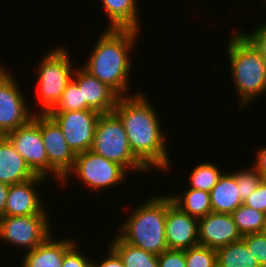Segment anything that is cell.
Instances as JSON below:
<instances>
[{
	"label": "cell",
	"instance_id": "22",
	"mask_svg": "<svg viewBox=\"0 0 266 267\" xmlns=\"http://www.w3.org/2000/svg\"><path fill=\"white\" fill-rule=\"evenodd\" d=\"M217 267H261L241 239L216 249Z\"/></svg>",
	"mask_w": 266,
	"mask_h": 267
},
{
	"label": "cell",
	"instance_id": "26",
	"mask_svg": "<svg viewBox=\"0 0 266 267\" xmlns=\"http://www.w3.org/2000/svg\"><path fill=\"white\" fill-rule=\"evenodd\" d=\"M78 110H92L85 101H83L82 91L78 85L72 80L64 92L60 100L50 112H69Z\"/></svg>",
	"mask_w": 266,
	"mask_h": 267
},
{
	"label": "cell",
	"instance_id": "11",
	"mask_svg": "<svg viewBox=\"0 0 266 267\" xmlns=\"http://www.w3.org/2000/svg\"><path fill=\"white\" fill-rule=\"evenodd\" d=\"M13 75L8 72L0 81V136L26 124L34 115Z\"/></svg>",
	"mask_w": 266,
	"mask_h": 267
},
{
	"label": "cell",
	"instance_id": "34",
	"mask_svg": "<svg viewBox=\"0 0 266 267\" xmlns=\"http://www.w3.org/2000/svg\"><path fill=\"white\" fill-rule=\"evenodd\" d=\"M106 249V256L100 260L92 259V267H125L118 254L109 246ZM100 261V262H99Z\"/></svg>",
	"mask_w": 266,
	"mask_h": 267
},
{
	"label": "cell",
	"instance_id": "24",
	"mask_svg": "<svg viewBox=\"0 0 266 267\" xmlns=\"http://www.w3.org/2000/svg\"><path fill=\"white\" fill-rule=\"evenodd\" d=\"M231 216L242 236L261 233L265 213L242 204L231 213Z\"/></svg>",
	"mask_w": 266,
	"mask_h": 267
},
{
	"label": "cell",
	"instance_id": "17",
	"mask_svg": "<svg viewBox=\"0 0 266 267\" xmlns=\"http://www.w3.org/2000/svg\"><path fill=\"white\" fill-rule=\"evenodd\" d=\"M52 235L34 249L24 252L20 267H62L64 255L77 241L75 237L57 239Z\"/></svg>",
	"mask_w": 266,
	"mask_h": 267
},
{
	"label": "cell",
	"instance_id": "35",
	"mask_svg": "<svg viewBox=\"0 0 266 267\" xmlns=\"http://www.w3.org/2000/svg\"><path fill=\"white\" fill-rule=\"evenodd\" d=\"M259 150H257L255 154V163L252 164L263 176L264 179H266V147H258Z\"/></svg>",
	"mask_w": 266,
	"mask_h": 267
},
{
	"label": "cell",
	"instance_id": "32",
	"mask_svg": "<svg viewBox=\"0 0 266 267\" xmlns=\"http://www.w3.org/2000/svg\"><path fill=\"white\" fill-rule=\"evenodd\" d=\"M159 267H186L184 250L167 249L158 255Z\"/></svg>",
	"mask_w": 266,
	"mask_h": 267
},
{
	"label": "cell",
	"instance_id": "12",
	"mask_svg": "<svg viewBox=\"0 0 266 267\" xmlns=\"http://www.w3.org/2000/svg\"><path fill=\"white\" fill-rule=\"evenodd\" d=\"M5 137L36 175L48 178V158L40 125L34 118L9 132Z\"/></svg>",
	"mask_w": 266,
	"mask_h": 267
},
{
	"label": "cell",
	"instance_id": "5",
	"mask_svg": "<svg viewBox=\"0 0 266 267\" xmlns=\"http://www.w3.org/2000/svg\"><path fill=\"white\" fill-rule=\"evenodd\" d=\"M67 47L57 46L46 52L39 60L36 67L37 74V99L39 102V110L33 113L48 114L57 102L60 100L62 93L67 85L72 81V77L76 67L69 55Z\"/></svg>",
	"mask_w": 266,
	"mask_h": 267
},
{
	"label": "cell",
	"instance_id": "9",
	"mask_svg": "<svg viewBox=\"0 0 266 267\" xmlns=\"http://www.w3.org/2000/svg\"><path fill=\"white\" fill-rule=\"evenodd\" d=\"M33 118L41 129L48 158V179L58 181L59 184L72 170L76 154L67 144L60 126L49 114L36 113Z\"/></svg>",
	"mask_w": 266,
	"mask_h": 267
},
{
	"label": "cell",
	"instance_id": "38",
	"mask_svg": "<svg viewBox=\"0 0 266 267\" xmlns=\"http://www.w3.org/2000/svg\"><path fill=\"white\" fill-rule=\"evenodd\" d=\"M261 233L266 235V214H265V220H264V224H263V228H262Z\"/></svg>",
	"mask_w": 266,
	"mask_h": 267
},
{
	"label": "cell",
	"instance_id": "7",
	"mask_svg": "<svg viewBox=\"0 0 266 267\" xmlns=\"http://www.w3.org/2000/svg\"><path fill=\"white\" fill-rule=\"evenodd\" d=\"M129 172L121 165L89 150L76 154L75 163L72 170L60 183L65 187L69 179L74 177L79 179L89 191L98 192L107 188L117 187L127 178ZM64 184V185H63Z\"/></svg>",
	"mask_w": 266,
	"mask_h": 267
},
{
	"label": "cell",
	"instance_id": "31",
	"mask_svg": "<svg viewBox=\"0 0 266 267\" xmlns=\"http://www.w3.org/2000/svg\"><path fill=\"white\" fill-rule=\"evenodd\" d=\"M243 204L266 214V179H263L255 191L248 195Z\"/></svg>",
	"mask_w": 266,
	"mask_h": 267
},
{
	"label": "cell",
	"instance_id": "8",
	"mask_svg": "<svg viewBox=\"0 0 266 267\" xmlns=\"http://www.w3.org/2000/svg\"><path fill=\"white\" fill-rule=\"evenodd\" d=\"M50 214L44 209L40 214L27 216H1L0 239L8 245L29 251L43 243L51 234Z\"/></svg>",
	"mask_w": 266,
	"mask_h": 267
},
{
	"label": "cell",
	"instance_id": "36",
	"mask_svg": "<svg viewBox=\"0 0 266 267\" xmlns=\"http://www.w3.org/2000/svg\"><path fill=\"white\" fill-rule=\"evenodd\" d=\"M9 187L10 185L0 182V217L4 216Z\"/></svg>",
	"mask_w": 266,
	"mask_h": 267
},
{
	"label": "cell",
	"instance_id": "25",
	"mask_svg": "<svg viewBox=\"0 0 266 267\" xmlns=\"http://www.w3.org/2000/svg\"><path fill=\"white\" fill-rule=\"evenodd\" d=\"M222 169H219L217 164L209 161L202 162L194 166L189 178V188L210 192L218 182V179L223 174Z\"/></svg>",
	"mask_w": 266,
	"mask_h": 267
},
{
	"label": "cell",
	"instance_id": "14",
	"mask_svg": "<svg viewBox=\"0 0 266 267\" xmlns=\"http://www.w3.org/2000/svg\"><path fill=\"white\" fill-rule=\"evenodd\" d=\"M46 177L37 175L27 181L10 185L4 216H27L40 214L46 207L42 203L40 191L36 190L47 182Z\"/></svg>",
	"mask_w": 266,
	"mask_h": 267
},
{
	"label": "cell",
	"instance_id": "15",
	"mask_svg": "<svg viewBox=\"0 0 266 267\" xmlns=\"http://www.w3.org/2000/svg\"><path fill=\"white\" fill-rule=\"evenodd\" d=\"M242 239L231 214L210 212L199 219V245L218 249Z\"/></svg>",
	"mask_w": 266,
	"mask_h": 267
},
{
	"label": "cell",
	"instance_id": "23",
	"mask_svg": "<svg viewBox=\"0 0 266 267\" xmlns=\"http://www.w3.org/2000/svg\"><path fill=\"white\" fill-rule=\"evenodd\" d=\"M107 243L118 254L125 267H159L157 255L126 243L118 235H114L111 243Z\"/></svg>",
	"mask_w": 266,
	"mask_h": 267
},
{
	"label": "cell",
	"instance_id": "21",
	"mask_svg": "<svg viewBox=\"0 0 266 267\" xmlns=\"http://www.w3.org/2000/svg\"><path fill=\"white\" fill-rule=\"evenodd\" d=\"M169 196L182 211L197 219L212 212L210 192L187 188L186 185V190L183 193L177 195L173 193Z\"/></svg>",
	"mask_w": 266,
	"mask_h": 267
},
{
	"label": "cell",
	"instance_id": "39",
	"mask_svg": "<svg viewBox=\"0 0 266 267\" xmlns=\"http://www.w3.org/2000/svg\"><path fill=\"white\" fill-rule=\"evenodd\" d=\"M264 1V2H263ZM262 4H265V9H266V0H262Z\"/></svg>",
	"mask_w": 266,
	"mask_h": 267
},
{
	"label": "cell",
	"instance_id": "29",
	"mask_svg": "<svg viewBox=\"0 0 266 267\" xmlns=\"http://www.w3.org/2000/svg\"><path fill=\"white\" fill-rule=\"evenodd\" d=\"M247 248L256 257L261 267H266V235L253 233L242 236Z\"/></svg>",
	"mask_w": 266,
	"mask_h": 267
},
{
	"label": "cell",
	"instance_id": "19",
	"mask_svg": "<svg viewBox=\"0 0 266 267\" xmlns=\"http://www.w3.org/2000/svg\"><path fill=\"white\" fill-rule=\"evenodd\" d=\"M104 15L108 17L107 29H133L141 31V18L137 0H100ZM138 8V9H137Z\"/></svg>",
	"mask_w": 266,
	"mask_h": 267
},
{
	"label": "cell",
	"instance_id": "6",
	"mask_svg": "<svg viewBox=\"0 0 266 267\" xmlns=\"http://www.w3.org/2000/svg\"><path fill=\"white\" fill-rule=\"evenodd\" d=\"M90 150L118 163L128 172H150L132 153L124 125L114 112L100 115Z\"/></svg>",
	"mask_w": 266,
	"mask_h": 267
},
{
	"label": "cell",
	"instance_id": "4",
	"mask_svg": "<svg viewBox=\"0 0 266 267\" xmlns=\"http://www.w3.org/2000/svg\"><path fill=\"white\" fill-rule=\"evenodd\" d=\"M158 195L138 203L130 216L121 221L117 233L126 243L157 256L168 249L165 236L168 194Z\"/></svg>",
	"mask_w": 266,
	"mask_h": 267
},
{
	"label": "cell",
	"instance_id": "33",
	"mask_svg": "<svg viewBox=\"0 0 266 267\" xmlns=\"http://www.w3.org/2000/svg\"><path fill=\"white\" fill-rule=\"evenodd\" d=\"M240 32L256 47L262 54V56L266 59V22L256 26L253 32Z\"/></svg>",
	"mask_w": 266,
	"mask_h": 267
},
{
	"label": "cell",
	"instance_id": "37",
	"mask_svg": "<svg viewBox=\"0 0 266 267\" xmlns=\"http://www.w3.org/2000/svg\"><path fill=\"white\" fill-rule=\"evenodd\" d=\"M9 72L0 62V81Z\"/></svg>",
	"mask_w": 266,
	"mask_h": 267
},
{
	"label": "cell",
	"instance_id": "20",
	"mask_svg": "<svg viewBox=\"0 0 266 267\" xmlns=\"http://www.w3.org/2000/svg\"><path fill=\"white\" fill-rule=\"evenodd\" d=\"M210 199L212 212L215 213L231 214L243 204L237 186L235 169L233 172H223L210 191Z\"/></svg>",
	"mask_w": 266,
	"mask_h": 267
},
{
	"label": "cell",
	"instance_id": "3",
	"mask_svg": "<svg viewBox=\"0 0 266 267\" xmlns=\"http://www.w3.org/2000/svg\"><path fill=\"white\" fill-rule=\"evenodd\" d=\"M227 39L228 71L234 83V92L244 111L254 100L266 95V59L261 52L237 29ZM253 101V102H252Z\"/></svg>",
	"mask_w": 266,
	"mask_h": 267
},
{
	"label": "cell",
	"instance_id": "2",
	"mask_svg": "<svg viewBox=\"0 0 266 267\" xmlns=\"http://www.w3.org/2000/svg\"><path fill=\"white\" fill-rule=\"evenodd\" d=\"M133 29H105L99 35L82 67L111 88L119 97L130 96L133 63L130 54L138 45L139 33ZM84 64V65H83ZM129 91V93H128ZM128 93V94H127Z\"/></svg>",
	"mask_w": 266,
	"mask_h": 267
},
{
	"label": "cell",
	"instance_id": "1",
	"mask_svg": "<svg viewBox=\"0 0 266 267\" xmlns=\"http://www.w3.org/2000/svg\"><path fill=\"white\" fill-rule=\"evenodd\" d=\"M142 91L119 97L114 113L122 121L134 156L151 172L169 171L171 156L160 115ZM154 168V169H153Z\"/></svg>",
	"mask_w": 266,
	"mask_h": 267
},
{
	"label": "cell",
	"instance_id": "10",
	"mask_svg": "<svg viewBox=\"0 0 266 267\" xmlns=\"http://www.w3.org/2000/svg\"><path fill=\"white\" fill-rule=\"evenodd\" d=\"M48 114L60 126L67 144L75 154L91 149L101 113L95 110H78Z\"/></svg>",
	"mask_w": 266,
	"mask_h": 267
},
{
	"label": "cell",
	"instance_id": "16",
	"mask_svg": "<svg viewBox=\"0 0 266 267\" xmlns=\"http://www.w3.org/2000/svg\"><path fill=\"white\" fill-rule=\"evenodd\" d=\"M72 80L82 91L83 101L101 114L114 111L119 96L98 78L87 72L82 66L76 65Z\"/></svg>",
	"mask_w": 266,
	"mask_h": 267
},
{
	"label": "cell",
	"instance_id": "27",
	"mask_svg": "<svg viewBox=\"0 0 266 267\" xmlns=\"http://www.w3.org/2000/svg\"><path fill=\"white\" fill-rule=\"evenodd\" d=\"M186 267H217L216 249L195 246L184 250Z\"/></svg>",
	"mask_w": 266,
	"mask_h": 267
},
{
	"label": "cell",
	"instance_id": "30",
	"mask_svg": "<svg viewBox=\"0 0 266 267\" xmlns=\"http://www.w3.org/2000/svg\"><path fill=\"white\" fill-rule=\"evenodd\" d=\"M78 246V244H75L64 255L62 267H92V258L90 259V257L87 256L85 251L84 253L83 251H80V248Z\"/></svg>",
	"mask_w": 266,
	"mask_h": 267
},
{
	"label": "cell",
	"instance_id": "28",
	"mask_svg": "<svg viewBox=\"0 0 266 267\" xmlns=\"http://www.w3.org/2000/svg\"><path fill=\"white\" fill-rule=\"evenodd\" d=\"M263 179L261 173L253 165L247 169L245 167L236 169V181L241 200L244 201L249 194L254 192Z\"/></svg>",
	"mask_w": 266,
	"mask_h": 267
},
{
	"label": "cell",
	"instance_id": "18",
	"mask_svg": "<svg viewBox=\"0 0 266 267\" xmlns=\"http://www.w3.org/2000/svg\"><path fill=\"white\" fill-rule=\"evenodd\" d=\"M36 176L11 142L0 136V182L13 185Z\"/></svg>",
	"mask_w": 266,
	"mask_h": 267
},
{
	"label": "cell",
	"instance_id": "13",
	"mask_svg": "<svg viewBox=\"0 0 266 267\" xmlns=\"http://www.w3.org/2000/svg\"><path fill=\"white\" fill-rule=\"evenodd\" d=\"M199 219L182 211L168 194L165 236L168 249L185 250L199 245Z\"/></svg>",
	"mask_w": 266,
	"mask_h": 267
}]
</instances>
